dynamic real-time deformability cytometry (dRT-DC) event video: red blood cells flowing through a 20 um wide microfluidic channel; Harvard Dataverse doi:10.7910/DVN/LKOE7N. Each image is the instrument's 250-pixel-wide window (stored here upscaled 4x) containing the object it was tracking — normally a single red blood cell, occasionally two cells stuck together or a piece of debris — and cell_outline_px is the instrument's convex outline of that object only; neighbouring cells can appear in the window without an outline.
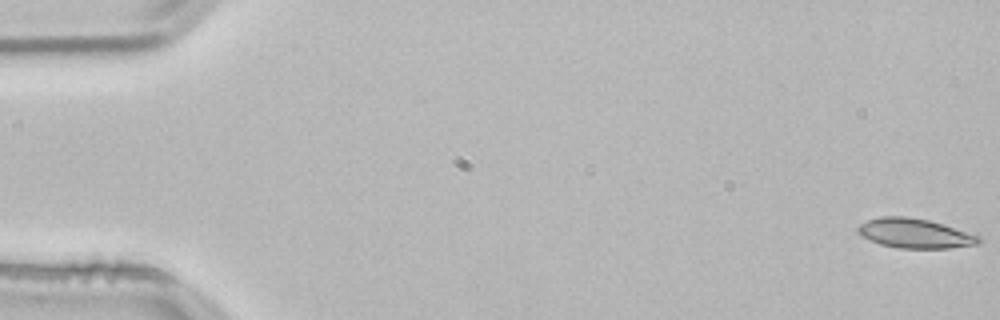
{"species": "common noctule bat (a hibernating species)", "species_latin": "Nyctalus noctula", "temperature_condition": "room temperature", "stored_images_in_passage": 13, "camera_frame_rate_fps": 3000, "um_per_image_px": 0.085, "animal": {"sex": "male", "body_mass_g": 21.5, "forearm_length_mm": 52.0}, "frame": {"image": 1, "passage_image": 1, "time_ms": 0.0, "image_size_px": [1000, 320], "cell_outline_px": [[980, 240], [976, 244], [948, 248], [900, 248], [880, 244], [860, 236], [856, 232], [856, 228], [860, 224], [868, 220], [880, 216], [908, 216], [928, 220], [976, 232], [980, 236]], "centroid_in_image_um": [77.78, 19.82], "position_along_channel_um": 7.2, "area_um2": 21.15}}